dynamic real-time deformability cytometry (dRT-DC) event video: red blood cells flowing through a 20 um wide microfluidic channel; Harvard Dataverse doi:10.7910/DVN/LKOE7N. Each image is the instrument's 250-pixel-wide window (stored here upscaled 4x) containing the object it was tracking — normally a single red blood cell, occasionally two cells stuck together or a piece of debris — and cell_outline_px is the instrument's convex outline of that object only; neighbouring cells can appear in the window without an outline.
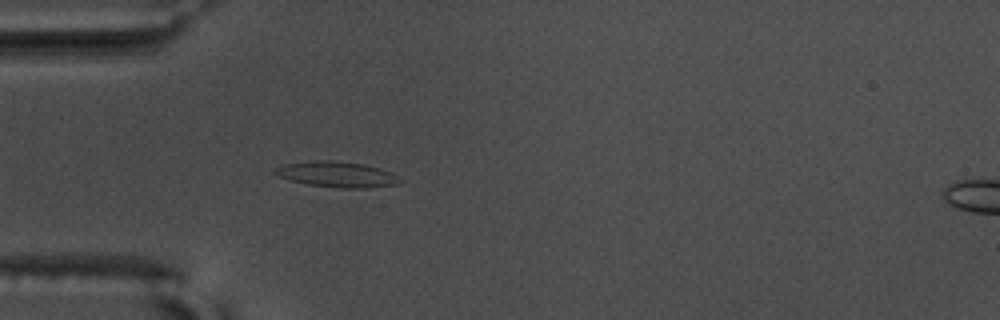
{"species": "common noctule bat (a hibernating species)", "species_latin": "Nyctalus noctula", "temperature_condition": "warm", "stored_images_in_passage": 55, "camera_frame_rate_fps": 3000, "um_per_image_px": 0.085, "animal": {"sex": "male", "body_mass_g": 17.5, "forearm_length_mm": 52.3}, "frame": {"image": 1, "passage_image": 15, "time_ms": 4.667, "image_size_px": [1000, 320], "cell_outline_px": [[400, 184], [368, 188], [340, 188], [308, 184], [292, 180], [280, 176], [272, 172], [276, 168], [284, 164], [312, 160], [332, 160], [364, 164], [380, 168], [392, 172], [396, 176]], "centroid_in_image_um": [28.65, 14.81], "position_along_channel_um": 56.4, "area_um2": 18.55}}
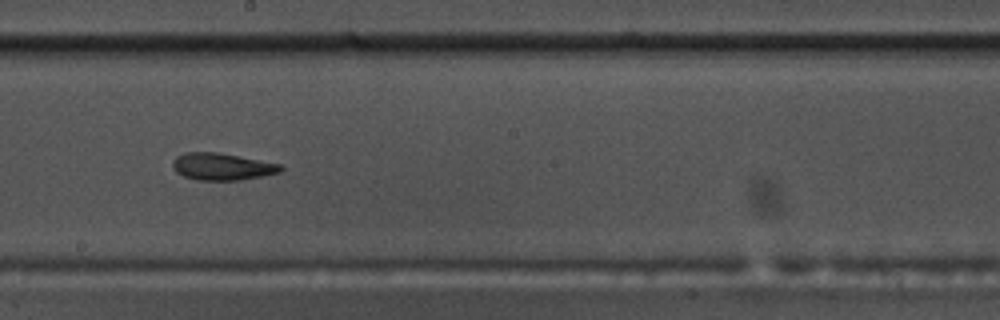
{"frame": {"image": 2, "passage_image": 30, "time_ms": 9.667, "image_size_px": [1000, 320], "cell_outline_px": [[284, 168], [280, 172], [240, 180], [196, 180], [184, 176], [176, 172], [172, 168], [172, 160], [176, 156], [184, 152], [216, 152], [280, 164]], "centroid_in_image_um": [18.81, 14.16], "position_along_channel_um": 229.4, "area_um2": 16.94}}
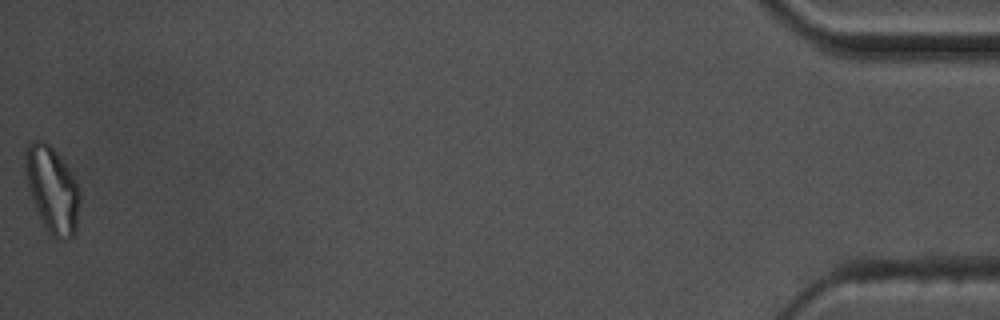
{"frame": {"image": 3, "passage_image": 55, "time_ms": 18.0, "image_size_px": [1000, 320], "cell_outline_px": [[80, 200], [76, 228], [72, 236], [68, 240], [56, 240], [48, 232], [32, 200], [28, 188], [24, 172], [24, 152], [28, 144], [36, 140], [44, 140], [56, 152], [76, 180], [80, 192]], "centroid_in_image_um": [4.43, 16.11], "position_along_channel_um": 430.8, "area_um2": 27.4}, "authors_computed_cell_mechanics": {"area_um2": 17.3978, "velocity_mm_per_s": 3.5867, "shape_relaxation_time_tau1_ms": 4.4379, "shape_relaxation_time_tau2_ms": 3.6849, "deformation_change_tau1": 0.1807, "deformation_change_tau2": 0.1288}}